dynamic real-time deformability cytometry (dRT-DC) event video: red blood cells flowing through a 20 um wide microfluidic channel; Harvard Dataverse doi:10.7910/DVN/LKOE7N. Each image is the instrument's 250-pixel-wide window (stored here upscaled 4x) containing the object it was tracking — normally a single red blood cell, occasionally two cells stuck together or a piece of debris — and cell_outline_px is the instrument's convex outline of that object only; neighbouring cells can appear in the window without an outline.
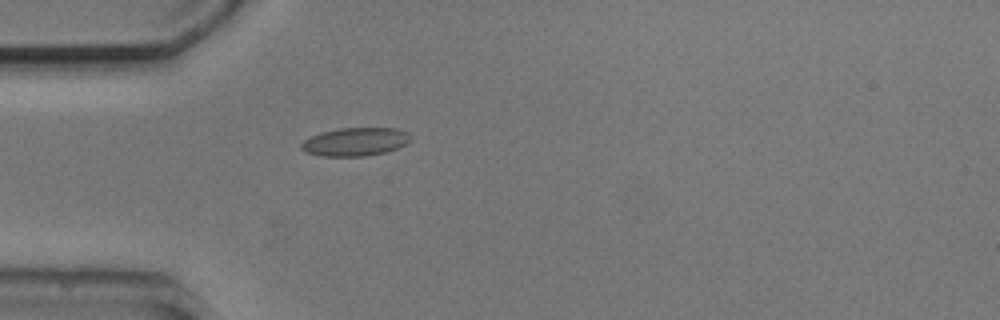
{"species": "common noctule bat (a hibernating species)", "species_latin": "Nyctalus noctula", "temperature_condition": "cold", "stored_images_in_passage": 4, "camera_frame_rate_fps": 3000, "um_per_image_px": 0.085, "animal": {"sex": "male", "body_mass_g": 20.5, "forearm_length_mm": 52.5}, "frame": {"image": 1, "passage_image": 4, "time_ms": 3.333, "image_size_px": [1000, 320], "cell_outline_px": [[412, 140], [388, 152], [364, 156], [324, 156], [304, 152], [300, 148], [300, 144], [304, 140], [320, 132], [340, 128], [396, 128], [408, 132], [412, 136]], "centroid_in_image_um": [30.21, 12.05], "position_along_channel_um": 54.8, "area_um2": 18.15}}